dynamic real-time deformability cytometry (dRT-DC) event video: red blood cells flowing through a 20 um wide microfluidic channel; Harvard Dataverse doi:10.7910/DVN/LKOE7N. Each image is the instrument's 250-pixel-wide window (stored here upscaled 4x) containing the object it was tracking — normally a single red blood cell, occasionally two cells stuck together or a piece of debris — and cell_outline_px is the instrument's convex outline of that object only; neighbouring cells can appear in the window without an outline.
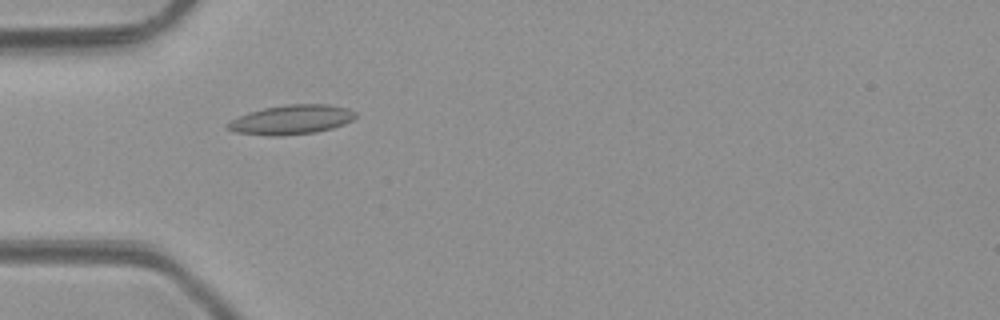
{"species": "common noctule bat (a hibernating species)", "species_latin": "Nyctalus noctula", "temperature_condition": "room temperature", "stored_images_in_passage": 4, "camera_frame_rate_fps": 3000, "um_per_image_px": 0.085, "animal": {"sex": "male", "body_mass_g": 23.1, "forearm_length_mm": 52.7}, "frame": {"image": 1, "passage_image": 3, "time_ms": 2.333, "image_size_px": [1000, 320], "cell_outline_px": [[356, 116], [352, 120], [344, 124], [332, 128], [316, 132], [280, 136], [272, 136], [236, 132], [228, 128], [228, 124], [232, 120], [248, 112], [264, 108], [288, 104], [328, 104], [348, 108], [356, 112]], "centroid_in_image_um": [24.82, 10.16], "position_along_channel_um": 60.2, "area_um2": 21.73}}
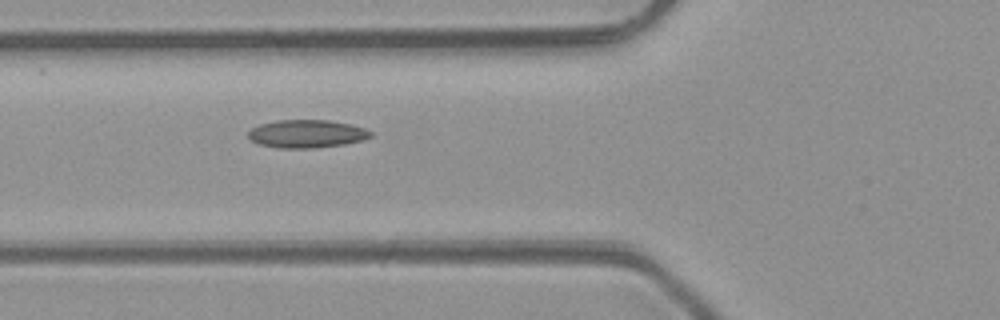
{"frame": {"image": 2, "passage_image": 4, "time_ms": 3.333, "image_size_px": [1000, 320], "cell_outline_px": [[372, 136], [360, 140], [344, 144], [312, 148], [280, 148], [260, 144], [252, 140], [248, 136], [248, 132], [252, 128], [260, 124], [276, 120], [328, 120], [352, 124], [364, 128], [372, 132]], "centroid_in_image_um": [26.07, 11.36], "position_along_channel_um": 99.7, "area_um2": 19.83}}